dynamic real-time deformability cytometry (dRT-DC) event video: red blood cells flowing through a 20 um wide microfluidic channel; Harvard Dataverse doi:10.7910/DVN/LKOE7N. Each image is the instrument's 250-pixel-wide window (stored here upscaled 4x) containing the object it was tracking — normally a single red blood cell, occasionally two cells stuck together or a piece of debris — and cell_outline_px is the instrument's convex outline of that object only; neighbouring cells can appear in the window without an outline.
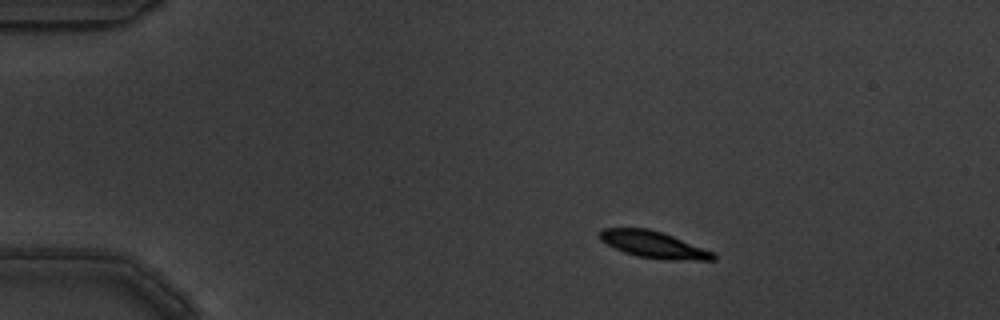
{"species": "common noctule bat (a hibernating species)", "species_latin": "Nyctalus noctula", "temperature_condition": "warm", "stored_images_in_passage": 11, "camera_frame_rate_fps": 3000, "um_per_image_px": 0.085, "animal": {"sex": "male", "body_mass_g": 19.5, "forearm_length_mm": 54.6}, "frame": {"image": 1, "passage_image": 2, "time_ms": 0.333, "image_size_px": [1000, 320], "cell_outline_px": [[716, 260], [668, 260], [636, 256], [624, 252], [600, 240], [596, 236], [604, 228], [648, 228], [672, 236], [716, 252]], "centroid_in_image_um": [55.58, 20.8], "position_along_channel_um": 29.4, "area_um2": 17.69}}
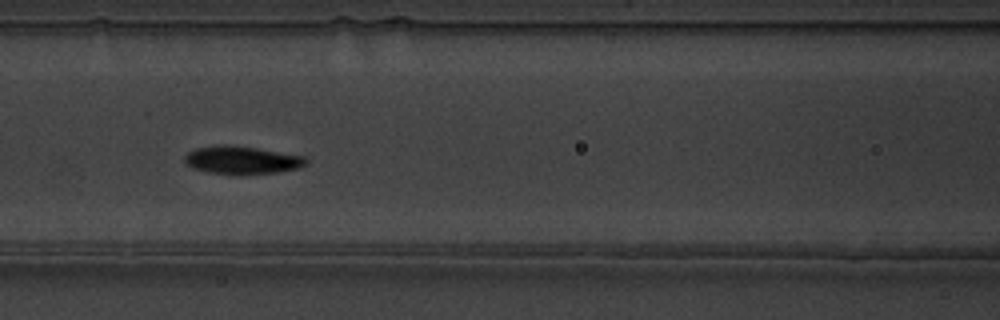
{"frame": {"image": 2, "passage_image": 6, "time_ms": 1.667, "image_size_px": [1000, 320], "cell_outline_px": [[308, 164], [300, 168], [276, 172], [208, 172], [192, 168], [184, 160], [184, 156], [188, 152], [196, 148], [220, 144], [228, 144], [256, 148], [304, 156], [308, 160]], "centroid_in_image_um": [20.57, 13.56], "position_along_channel_um": 146.0, "area_um2": 19.13}}
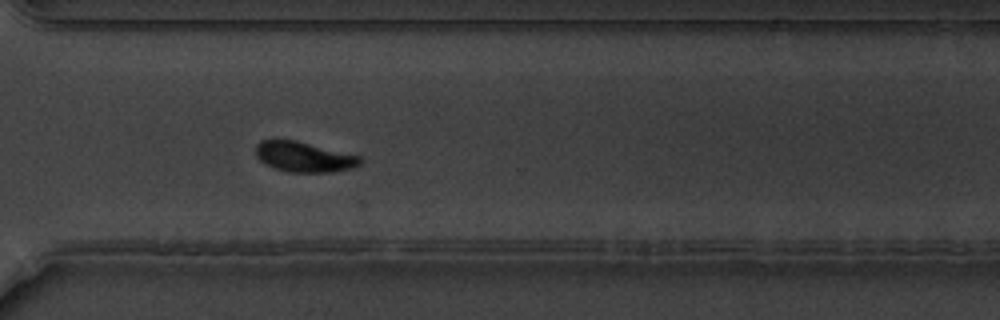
{"frame": {"image": 3, "passage_image": 11, "time_ms": 3.333, "image_size_px": [1000, 320], "cell_outline_px": [[364, 160], [360, 164], [352, 168], [332, 172], [288, 172], [276, 168], [260, 160], [256, 156], [256, 144], [260, 140], [296, 140], [360, 156]], "centroid_in_image_um": [25.86, 13.33], "position_along_channel_um": 344.7, "area_um2": 18.26}}